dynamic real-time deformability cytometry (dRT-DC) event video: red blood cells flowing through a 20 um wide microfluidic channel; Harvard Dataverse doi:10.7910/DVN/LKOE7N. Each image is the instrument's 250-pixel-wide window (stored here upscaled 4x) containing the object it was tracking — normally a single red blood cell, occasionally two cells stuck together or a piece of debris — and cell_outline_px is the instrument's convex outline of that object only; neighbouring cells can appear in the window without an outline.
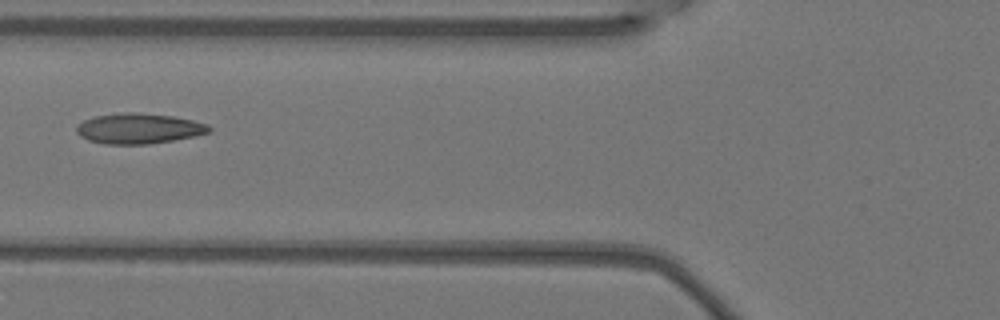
{"species": "Egyptian fruit bat (a non-hibernating species)", "species_latin": "Rousettus aegyptiacus", "temperature_condition": "warm", "stored_images_in_passage": 6, "camera_frame_rate_fps": 3000, "um_per_image_px": 0.085, "animal": {"sex": "female"}, "frame": {"image": 1, "passage_image": 5, "time_ms": 1.333, "image_size_px": [1000, 320], "cell_outline_px": [[212, 128], [208, 132], [196, 136], [148, 144], [104, 144], [88, 140], [80, 136], [76, 132], [76, 124], [84, 120], [96, 116], [124, 112], [136, 112], [172, 116], [192, 120], [208, 124]], "centroid_in_image_um": [11.77, 10.92], "position_along_channel_um": 114.0, "area_um2": 23.47}}
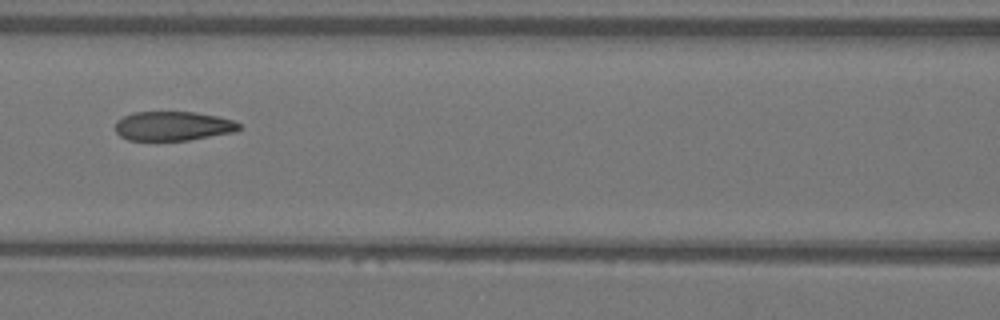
{"frame": {"image": 2, "passage_image": 6, "time_ms": 1.667, "image_size_px": [1000, 320], "cell_outline_px": [[240, 128], [236, 132], [188, 140], [128, 140], [120, 136], [116, 132], [116, 120], [132, 112], [196, 112], [216, 116], [232, 120], [240, 124]], "centroid_in_image_um": [14.7, 10.71], "position_along_channel_um": 151.9, "area_um2": 21.1}}